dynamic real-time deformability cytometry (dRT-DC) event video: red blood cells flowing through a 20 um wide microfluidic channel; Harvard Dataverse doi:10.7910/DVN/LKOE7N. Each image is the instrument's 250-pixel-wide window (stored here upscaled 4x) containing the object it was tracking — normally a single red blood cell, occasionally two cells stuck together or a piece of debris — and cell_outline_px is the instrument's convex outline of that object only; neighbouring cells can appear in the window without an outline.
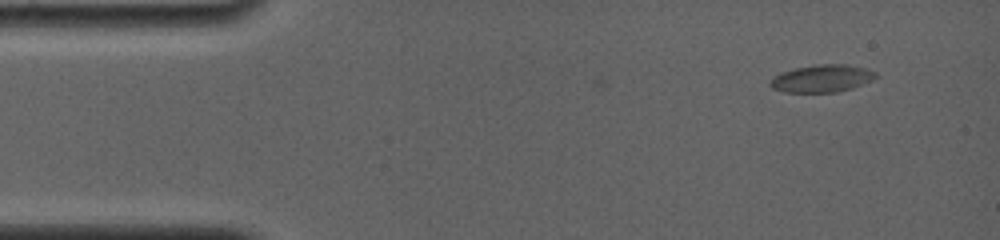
{"species": "common noctule bat (a hibernating species)", "species_latin": "Nyctalus noctula", "temperature_condition": "room temperature", "stored_images_in_passage": 3, "camera_frame_rate_fps": 4000, "um_per_image_px": 0.085, "animal": {"sex": "female", "body_mass_g": 19.0, "forearm_length_mm": 56.7}, "frame": {"image": 1, "passage_image": 1, "time_ms": 0.0, "image_size_px": [1000, 240], "cell_outline_px": [[876, 76], [872, 80], [852, 88], [836, 92], [784, 92], [772, 88], [768, 84], [772, 76], [780, 72], [792, 68], [816, 64], [848, 64], [864, 68], [876, 72]], "centroid_in_image_um": [69.8, 6.66], "position_along_channel_um": 15.2, "area_um2": 17.05}}